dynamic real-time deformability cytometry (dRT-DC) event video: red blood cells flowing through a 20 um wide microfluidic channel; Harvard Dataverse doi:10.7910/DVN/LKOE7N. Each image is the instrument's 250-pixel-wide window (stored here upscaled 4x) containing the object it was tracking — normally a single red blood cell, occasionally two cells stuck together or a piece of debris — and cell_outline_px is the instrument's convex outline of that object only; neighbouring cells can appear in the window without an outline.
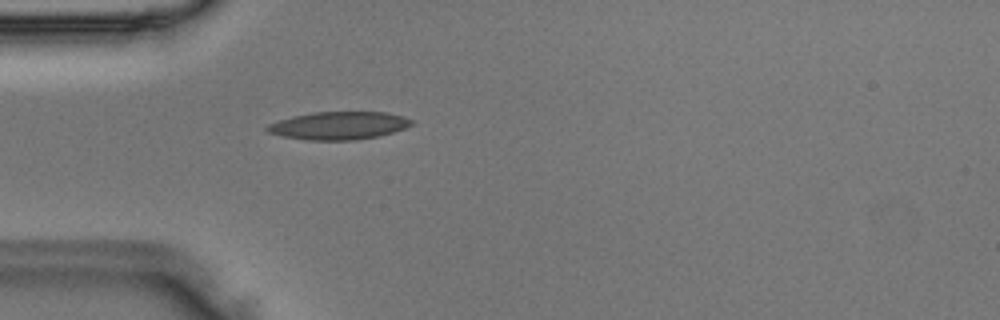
{"species": "Egyptian fruit bat (a non-hibernating species)", "species_latin": "Rousettus aegyptiacus", "temperature_condition": "room temperature", "stored_images_in_passage": 35, "camera_frame_rate_fps": 3000, "um_per_image_px": 0.085, "animal": {"sex": "male"}, "frame": {"image": 1, "passage_image": 1, "time_ms": 0.0, "image_size_px": [1000, 320], "cell_outline_px": [[412, 124], [404, 128], [392, 132], [376, 136], [356, 140], [304, 140], [284, 136], [268, 132], [264, 128], [268, 124], [292, 116], [312, 112], [384, 112], [404, 116], [412, 120]], "centroid_in_image_um": [28.77, 10.67], "position_along_channel_um": 56.2, "area_um2": 23.29}}
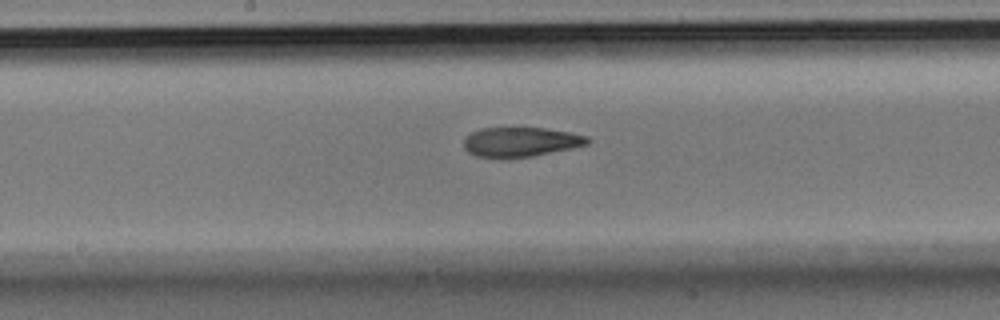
{"frame": {"image": 2, "passage_image": 12, "time_ms": 3.667, "image_size_px": [1000, 320], "cell_outline_px": [[592, 140], [588, 144], [572, 148], [532, 156], [476, 156], [468, 152], [464, 148], [464, 140], [472, 132], [480, 128], [544, 128], [572, 132], [588, 136]], "centroid_in_image_um": [44.32, 12.04], "position_along_channel_um": 203.9, "area_um2": 20.92}}
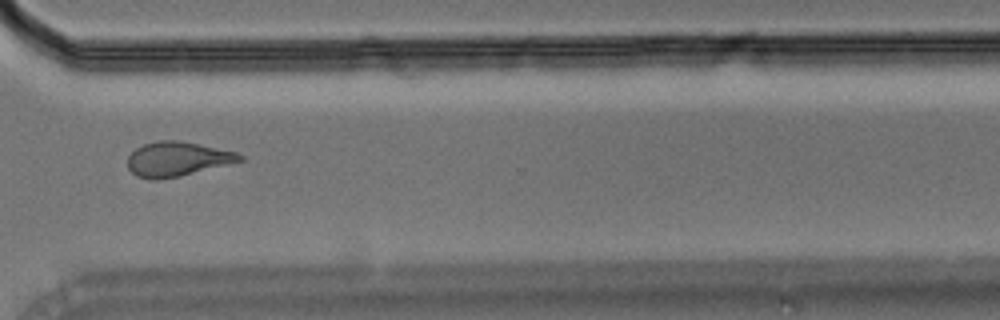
{"frame": {"image": 3, "passage_image": 23, "time_ms": 7.333, "image_size_px": [1000, 320], "cell_outline_px": [[244, 160], [228, 164], [176, 176], [156, 180], [152, 180], [136, 176], [128, 168], [128, 156], [136, 148], [144, 144], [160, 140], [176, 140], [236, 152], [244, 156]], "centroid_in_image_um": [15.02, 13.51], "position_along_channel_um": 355.6, "area_um2": 22.02}}